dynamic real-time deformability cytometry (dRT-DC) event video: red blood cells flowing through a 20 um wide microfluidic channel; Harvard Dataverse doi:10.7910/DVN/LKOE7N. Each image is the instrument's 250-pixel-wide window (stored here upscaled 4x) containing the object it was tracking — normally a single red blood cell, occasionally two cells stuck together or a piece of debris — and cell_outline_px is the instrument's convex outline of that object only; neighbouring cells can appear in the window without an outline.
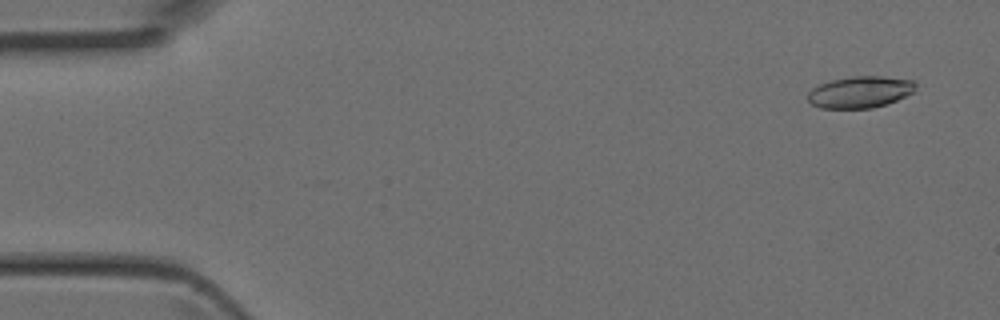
{"species": "Egyptian fruit bat (a non-hibernating species)", "species_latin": "Rousettus aegyptiacus", "temperature_condition": "room temperature", "stored_images_in_passage": 3, "camera_frame_rate_fps": 3000, "um_per_image_px": 0.085, "animal": {"sex": "female"}, "frame": {"image": 1, "passage_image": 1, "time_ms": 0.0, "image_size_px": [1000, 320], "cell_outline_px": [[916, 88], [912, 92], [896, 100], [872, 108], [820, 108], [812, 104], [808, 100], [808, 92], [812, 88], [820, 84], [832, 80], [852, 76], [880, 76], [916, 80]], "centroid_in_image_um": [73.11, 7.81], "position_along_channel_um": 11.9, "area_um2": 19.77}}
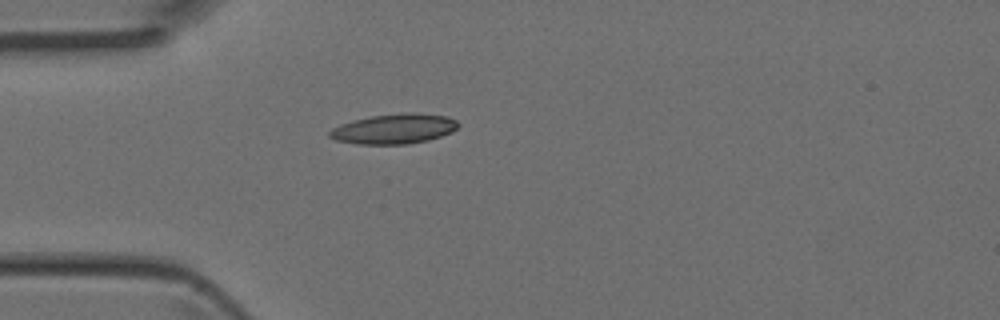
{"frame": {"image": 2, "passage_image": 3, "time_ms": 0.667, "image_size_px": [1000, 320], "cell_outline_px": [[460, 124], [452, 132], [428, 140], [408, 144], [356, 144], [336, 140], [328, 136], [328, 132], [332, 128], [340, 124], [352, 120], [372, 116], [404, 112], [412, 112], [448, 116], [456, 120]], "centroid_in_image_um": [33.49, 10.94], "position_along_channel_um": 51.5, "area_um2": 22.6}}